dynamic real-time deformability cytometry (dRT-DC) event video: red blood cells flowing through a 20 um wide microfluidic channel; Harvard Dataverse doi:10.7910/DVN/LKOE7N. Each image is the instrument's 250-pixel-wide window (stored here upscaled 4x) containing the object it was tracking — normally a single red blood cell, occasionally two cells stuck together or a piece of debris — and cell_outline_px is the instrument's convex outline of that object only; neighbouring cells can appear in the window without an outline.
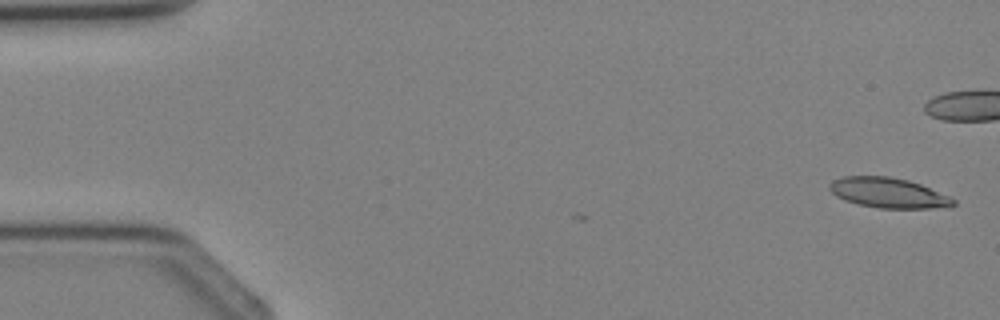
{"species": "Egyptian fruit bat (a non-hibernating species)", "species_latin": "Rousettus aegyptiacus", "temperature_condition": "cold", "stored_images_in_passage": 4, "camera_frame_rate_fps": 3000, "um_per_image_px": 0.085, "animal": {"sex": "female"}, "frame": {"image": 1, "passage_image": 1, "time_ms": 0.0, "image_size_px": [1000, 320], "cell_outline_px": [[956, 204], [932, 208], [880, 208], [860, 204], [836, 196], [828, 188], [828, 184], [832, 180], [844, 176], [888, 176], [908, 180], [920, 184], [948, 196], [956, 200]], "centroid_in_image_um": [75.47, 16.37], "position_along_channel_um": 9.5, "area_um2": 21.39}}